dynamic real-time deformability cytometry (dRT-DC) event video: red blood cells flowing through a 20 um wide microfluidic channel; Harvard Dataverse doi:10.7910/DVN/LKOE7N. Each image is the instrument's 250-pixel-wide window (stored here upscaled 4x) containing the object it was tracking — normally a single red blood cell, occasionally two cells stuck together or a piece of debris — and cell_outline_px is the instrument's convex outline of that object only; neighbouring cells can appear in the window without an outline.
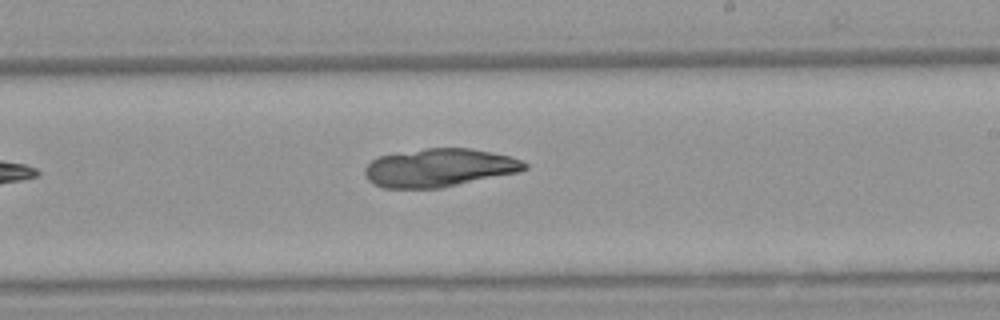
{"species": "Egyptian fruit bat (a non-hibernating species)", "species_latin": "Rousettus aegyptiacus", "temperature_condition": "warm", "stored_images_in_passage": 6, "camera_frame_rate_fps": 3000, "um_per_image_px": 0.085, "animal": {"sex": "female"}, "frame": {"image": 1, "passage_image": 6, "time_ms": 6.0, "image_size_px": [1000, 320], "cell_outline_px": [[528, 168], [520, 172], [440, 188], [384, 188], [372, 184], [364, 176], [364, 168], [376, 156], [424, 148], [472, 148], [512, 156], [528, 164]], "centroid_in_image_um": [37.32, 14.25], "position_along_channel_um": 251.7, "area_um2": 35.95}}